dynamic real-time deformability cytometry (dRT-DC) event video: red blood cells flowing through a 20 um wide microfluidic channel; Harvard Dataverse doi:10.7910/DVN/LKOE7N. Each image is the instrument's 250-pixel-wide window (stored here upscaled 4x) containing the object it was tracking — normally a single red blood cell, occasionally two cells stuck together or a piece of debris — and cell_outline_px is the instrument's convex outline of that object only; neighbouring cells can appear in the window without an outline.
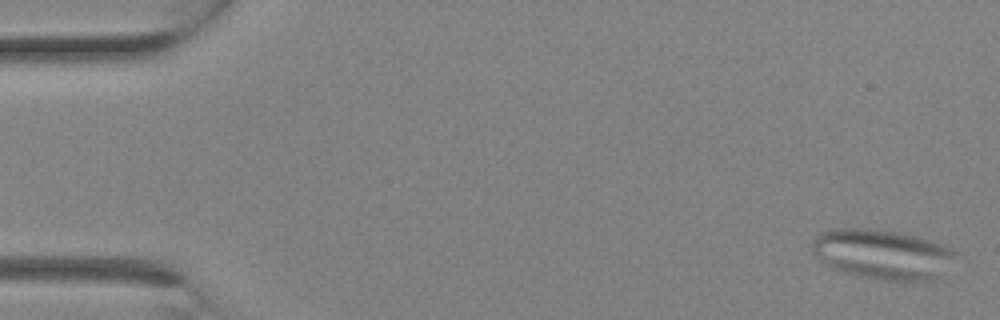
{"species": "Egyptian fruit bat (a non-hibernating species)", "species_latin": "Rousettus aegyptiacus", "temperature_condition": "room temperature", "stored_images_in_passage": 11, "camera_frame_rate_fps": 3000, "um_per_image_px": 0.085, "animal": {"sex": "female"}, "frame": {"image": 1, "passage_image": 1, "time_ms": 0.0, "image_size_px": [1000, 320], "cell_outline_px": [[956, 256], [940, 280], [880, 280], [856, 276], [832, 268], [820, 260], [812, 252], [812, 240], [820, 232], [832, 228], [864, 228], [896, 232], [916, 236], [952, 248], [956, 252]], "centroid_in_image_um": [75.01, 21.62], "position_along_channel_um": 10.0, "area_um2": 41.96}}
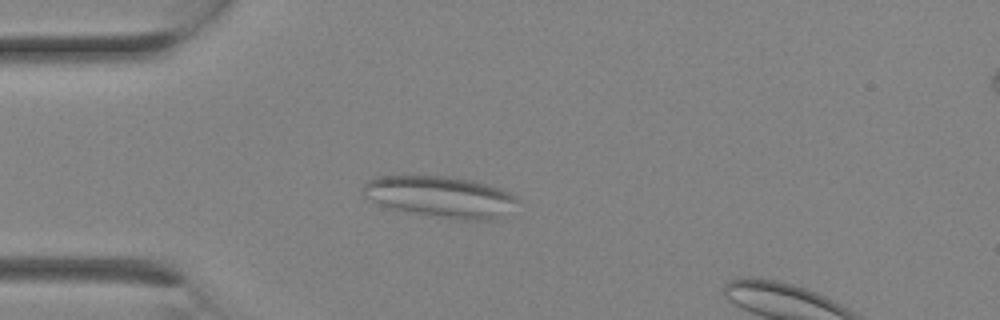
{"frame": {"image": 2, "passage_image": 7, "time_ms": 2.0, "image_size_px": [1000, 320], "cell_outline_px": [[520, 200], [496, 220], [460, 220], [428, 216], [392, 208], [372, 200], [364, 196], [364, 184], [368, 180], [376, 176], [452, 176], [472, 180], [488, 184], [500, 188], [516, 196]], "centroid_in_image_um": [37.48, 16.72], "position_along_channel_um": 47.5, "area_um2": 37.11}}